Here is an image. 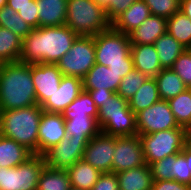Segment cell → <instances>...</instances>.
Wrapping results in <instances>:
<instances>
[{"mask_svg":"<svg viewBox=\"0 0 191 190\" xmlns=\"http://www.w3.org/2000/svg\"><path fill=\"white\" fill-rule=\"evenodd\" d=\"M148 78L147 75L133 68L122 78L117 94L127 101L130 100Z\"/></svg>","mask_w":191,"mask_h":190,"instance_id":"cell-35","label":"cell"},{"mask_svg":"<svg viewBox=\"0 0 191 190\" xmlns=\"http://www.w3.org/2000/svg\"><path fill=\"white\" fill-rule=\"evenodd\" d=\"M160 100L158 94V88L155 78L149 77L128 100V106L130 109L137 114L143 109H146Z\"/></svg>","mask_w":191,"mask_h":190,"instance_id":"cell-29","label":"cell"},{"mask_svg":"<svg viewBox=\"0 0 191 190\" xmlns=\"http://www.w3.org/2000/svg\"><path fill=\"white\" fill-rule=\"evenodd\" d=\"M181 153L184 155L188 169L191 171V141L182 149Z\"/></svg>","mask_w":191,"mask_h":190,"instance_id":"cell-48","label":"cell"},{"mask_svg":"<svg viewBox=\"0 0 191 190\" xmlns=\"http://www.w3.org/2000/svg\"><path fill=\"white\" fill-rule=\"evenodd\" d=\"M108 67L123 78L134 68L133 59H126V64L109 65Z\"/></svg>","mask_w":191,"mask_h":190,"instance_id":"cell-45","label":"cell"},{"mask_svg":"<svg viewBox=\"0 0 191 190\" xmlns=\"http://www.w3.org/2000/svg\"><path fill=\"white\" fill-rule=\"evenodd\" d=\"M77 37L67 25L35 28L23 39L19 61L56 64Z\"/></svg>","mask_w":191,"mask_h":190,"instance_id":"cell-1","label":"cell"},{"mask_svg":"<svg viewBox=\"0 0 191 190\" xmlns=\"http://www.w3.org/2000/svg\"><path fill=\"white\" fill-rule=\"evenodd\" d=\"M167 32L186 49L191 47V19L180 10L167 19Z\"/></svg>","mask_w":191,"mask_h":190,"instance_id":"cell-31","label":"cell"},{"mask_svg":"<svg viewBox=\"0 0 191 190\" xmlns=\"http://www.w3.org/2000/svg\"><path fill=\"white\" fill-rule=\"evenodd\" d=\"M83 91V80L78 77L63 76L59 88L50 96L41 108L49 113H63Z\"/></svg>","mask_w":191,"mask_h":190,"instance_id":"cell-16","label":"cell"},{"mask_svg":"<svg viewBox=\"0 0 191 190\" xmlns=\"http://www.w3.org/2000/svg\"><path fill=\"white\" fill-rule=\"evenodd\" d=\"M115 136L99 133L87 143L82 159L101 173L112 172Z\"/></svg>","mask_w":191,"mask_h":190,"instance_id":"cell-13","label":"cell"},{"mask_svg":"<svg viewBox=\"0 0 191 190\" xmlns=\"http://www.w3.org/2000/svg\"><path fill=\"white\" fill-rule=\"evenodd\" d=\"M22 42L21 37L0 26V64L19 61Z\"/></svg>","mask_w":191,"mask_h":190,"instance_id":"cell-28","label":"cell"},{"mask_svg":"<svg viewBox=\"0 0 191 190\" xmlns=\"http://www.w3.org/2000/svg\"><path fill=\"white\" fill-rule=\"evenodd\" d=\"M188 168L187 161L181 152L173 155L171 172L173 180L191 185V171Z\"/></svg>","mask_w":191,"mask_h":190,"instance_id":"cell-38","label":"cell"},{"mask_svg":"<svg viewBox=\"0 0 191 190\" xmlns=\"http://www.w3.org/2000/svg\"><path fill=\"white\" fill-rule=\"evenodd\" d=\"M39 27L63 26L67 15V0H36Z\"/></svg>","mask_w":191,"mask_h":190,"instance_id":"cell-21","label":"cell"},{"mask_svg":"<svg viewBox=\"0 0 191 190\" xmlns=\"http://www.w3.org/2000/svg\"><path fill=\"white\" fill-rule=\"evenodd\" d=\"M64 120L66 134L76 139H92L101 132L97 119L91 116H72Z\"/></svg>","mask_w":191,"mask_h":190,"instance_id":"cell-27","label":"cell"},{"mask_svg":"<svg viewBox=\"0 0 191 190\" xmlns=\"http://www.w3.org/2000/svg\"><path fill=\"white\" fill-rule=\"evenodd\" d=\"M7 5V0H0V9Z\"/></svg>","mask_w":191,"mask_h":190,"instance_id":"cell-50","label":"cell"},{"mask_svg":"<svg viewBox=\"0 0 191 190\" xmlns=\"http://www.w3.org/2000/svg\"><path fill=\"white\" fill-rule=\"evenodd\" d=\"M64 119L72 116H91L98 119V108L87 91H82L78 97L71 102L62 113Z\"/></svg>","mask_w":191,"mask_h":190,"instance_id":"cell-33","label":"cell"},{"mask_svg":"<svg viewBox=\"0 0 191 190\" xmlns=\"http://www.w3.org/2000/svg\"><path fill=\"white\" fill-rule=\"evenodd\" d=\"M137 134H152L158 131L179 128L167 101L159 100L136 114Z\"/></svg>","mask_w":191,"mask_h":190,"instance_id":"cell-10","label":"cell"},{"mask_svg":"<svg viewBox=\"0 0 191 190\" xmlns=\"http://www.w3.org/2000/svg\"><path fill=\"white\" fill-rule=\"evenodd\" d=\"M99 6H101L105 11L109 8L110 0H94Z\"/></svg>","mask_w":191,"mask_h":190,"instance_id":"cell-49","label":"cell"},{"mask_svg":"<svg viewBox=\"0 0 191 190\" xmlns=\"http://www.w3.org/2000/svg\"><path fill=\"white\" fill-rule=\"evenodd\" d=\"M56 64L63 76L83 79L96 64L94 36H78Z\"/></svg>","mask_w":191,"mask_h":190,"instance_id":"cell-8","label":"cell"},{"mask_svg":"<svg viewBox=\"0 0 191 190\" xmlns=\"http://www.w3.org/2000/svg\"><path fill=\"white\" fill-rule=\"evenodd\" d=\"M0 26L9 29L22 39L33 30L13 8L7 5L0 9Z\"/></svg>","mask_w":191,"mask_h":190,"instance_id":"cell-34","label":"cell"},{"mask_svg":"<svg viewBox=\"0 0 191 190\" xmlns=\"http://www.w3.org/2000/svg\"><path fill=\"white\" fill-rule=\"evenodd\" d=\"M43 111L38 104L14 110H0V135L15 140L38 155V128Z\"/></svg>","mask_w":191,"mask_h":190,"instance_id":"cell-3","label":"cell"},{"mask_svg":"<svg viewBox=\"0 0 191 190\" xmlns=\"http://www.w3.org/2000/svg\"><path fill=\"white\" fill-rule=\"evenodd\" d=\"M33 155L31 151L15 140L0 135V167H16Z\"/></svg>","mask_w":191,"mask_h":190,"instance_id":"cell-23","label":"cell"},{"mask_svg":"<svg viewBox=\"0 0 191 190\" xmlns=\"http://www.w3.org/2000/svg\"><path fill=\"white\" fill-rule=\"evenodd\" d=\"M154 78L160 100L168 101L187 89L183 80L172 68L162 69Z\"/></svg>","mask_w":191,"mask_h":190,"instance_id":"cell-26","label":"cell"},{"mask_svg":"<svg viewBox=\"0 0 191 190\" xmlns=\"http://www.w3.org/2000/svg\"><path fill=\"white\" fill-rule=\"evenodd\" d=\"M166 26V18L150 15L129 34L131 45L154 44L167 31Z\"/></svg>","mask_w":191,"mask_h":190,"instance_id":"cell-20","label":"cell"},{"mask_svg":"<svg viewBox=\"0 0 191 190\" xmlns=\"http://www.w3.org/2000/svg\"><path fill=\"white\" fill-rule=\"evenodd\" d=\"M151 190H191V185L171 180H153Z\"/></svg>","mask_w":191,"mask_h":190,"instance_id":"cell-43","label":"cell"},{"mask_svg":"<svg viewBox=\"0 0 191 190\" xmlns=\"http://www.w3.org/2000/svg\"><path fill=\"white\" fill-rule=\"evenodd\" d=\"M151 15L149 7L143 0H138L120 15H118L112 22L111 27L119 32L129 35L141 23Z\"/></svg>","mask_w":191,"mask_h":190,"instance_id":"cell-18","label":"cell"},{"mask_svg":"<svg viewBox=\"0 0 191 190\" xmlns=\"http://www.w3.org/2000/svg\"><path fill=\"white\" fill-rule=\"evenodd\" d=\"M89 93L96 107L99 109L108 98L112 97L115 92L104 89V90H84Z\"/></svg>","mask_w":191,"mask_h":190,"instance_id":"cell-44","label":"cell"},{"mask_svg":"<svg viewBox=\"0 0 191 190\" xmlns=\"http://www.w3.org/2000/svg\"><path fill=\"white\" fill-rule=\"evenodd\" d=\"M94 44L97 64L108 67L126 64V59H132L129 35L116 31L112 27L95 35Z\"/></svg>","mask_w":191,"mask_h":190,"instance_id":"cell-7","label":"cell"},{"mask_svg":"<svg viewBox=\"0 0 191 190\" xmlns=\"http://www.w3.org/2000/svg\"><path fill=\"white\" fill-rule=\"evenodd\" d=\"M180 11L191 19V0H180Z\"/></svg>","mask_w":191,"mask_h":190,"instance_id":"cell-47","label":"cell"},{"mask_svg":"<svg viewBox=\"0 0 191 190\" xmlns=\"http://www.w3.org/2000/svg\"><path fill=\"white\" fill-rule=\"evenodd\" d=\"M172 70L191 88V51L185 49L175 60Z\"/></svg>","mask_w":191,"mask_h":190,"instance_id":"cell-37","label":"cell"},{"mask_svg":"<svg viewBox=\"0 0 191 190\" xmlns=\"http://www.w3.org/2000/svg\"><path fill=\"white\" fill-rule=\"evenodd\" d=\"M143 147L139 135L115 136L112 172L119 173L145 165Z\"/></svg>","mask_w":191,"mask_h":190,"instance_id":"cell-12","label":"cell"},{"mask_svg":"<svg viewBox=\"0 0 191 190\" xmlns=\"http://www.w3.org/2000/svg\"><path fill=\"white\" fill-rule=\"evenodd\" d=\"M30 4V0H7V6L18 12L21 8Z\"/></svg>","mask_w":191,"mask_h":190,"instance_id":"cell-46","label":"cell"},{"mask_svg":"<svg viewBox=\"0 0 191 190\" xmlns=\"http://www.w3.org/2000/svg\"><path fill=\"white\" fill-rule=\"evenodd\" d=\"M31 76L35 87L37 104L41 106L59 88L63 77L57 64H31Z\"/></svg>","mask_w":191,"mask_h":190,"instance_id":"cell-14","label":"cell"},{"mask_svg":"<svg viewBox=\"0 0 191 190\" xmlns=\"http://www.w3.org/2000/svg\"><path fill=\"white\" fill-rule=\"evenodd\" d=\"M116 175L119 190H151L152 188L153 177L147 164L116 173Z\"/></svg>","mask_w":191,"mask_h":190,"instance_id":"cell-22","label":"cell"},{"mask_svg":"<svg viewBox=\"0 0 191 190\" xmlns=\"http://www.w3.org/2000/svg\"><path fill=\"white\" fill-rule=\"evenodd\" d=\"M37 105L31 64L20 61L0 64V110Z\"/></svg>","mask_w":191,"mask_h":190,"instance_id":"cell-2","label":"cell"},{"mask_svg":"<svg viewBox=\"0 0 191 190\" xmlns=\"http://www.w3.org/2000/svg\"><path fill=\"white\" fill-rule=\"evenodd\" d=\"M149 7L151 15L164 17L173 16L180 10V0H143Z\"/></svg>","mask_w":191,"mask_h":190,"instance_id":"cell-36","label":"cell"},{"mask_svg":"<svg viewBox=\"0 0 191 190\" xmlns=\"http://www.w3.org/2000/svg\"><path fill=\"white\" fill-rule=\"evenodd\" d=\"M70 187L66 170L53 169L45 165L39 176L37 190H69Z\"/></svg>","mask_w":191,"mask_h":190,"instance_id":"cell-32","label":"cell"},{"mask_svg":"<svg viewBox=\"0 0 191 190\" xmlns=\"http://www.w3.org/2000/svg\"><path fill=\"white\" fill-rule=\"evenodd\" d=\"M133 67L142 74L154 78L161 70L154 44L131 45Z\"/></svg>","mask_w":191,"mask_h":190,"instance_id":"cell-19","label":"cell"},{"mask_svg":"<svg viewBox=\"0 0 191 190\" xmlns=\"http://www.w3.org/2000/svg\"><path fill=\"white\" fill-rule=\"evenodd\" d=\"M179 126L191 131V88L167 101Z\"/></svg>","mask_w":191,"mask_h":190,"instance_id":"cell-30","label":"cell"},{"mask_svg":"<svg viewBox=\"0 0 191 190\" xmlns=\"http://www.w3.org/2000/svg\"><path fill=\"white\" fill-rule=\"evenodd\" d=\"M66 171L70 179V185L83 190H91L101 175L98 169L83 159L78 160Z\"/></svg>","mask_w":191,"mask_h":190,"instance_id":"cell-24","label":"cell"},{"mask_svg":"<svg viewBox=\"0 0 191 190\" xmlns=\"http://www.w3.org/2000/svg\"><path fill=\"white\" fill-rule=\"evenodd\" d=\"M65 25L78 36H95L108 30L111 22L94 0H67Z\"/></svg>","mask_w":191,"mask_h":190,"instance_id":"cell-4","label":"cell"},{"mask_svg":"<svg viewBox=\"0 0 191 190\" xmlns=\"http://www.w3.org/2000/svg\"><path fill=\"white\" fill-rule=\"evenodd\" d=\"M17 13L33 29L39 27L38 6L36 0H30V4L21 8Z\"/></svg>","mask_w":191,"mask_h":190,"instance_id":"cell-40","label":"cell"},{"mask_svg":"<svg viewBox=\"0 0 191 190\" xmlns=\"http://www.w3.org/2000/svg\"><path fill=\"white\" fill-rule=\"evenodd\" d=\"M90 139H76L66 135L59 144L47 150L43 156L49 168L67 170L83 157V152Z\"/></svg>","mask_w":191,"mask_h":190,"instance_id":"cell-11","label":"cell"},{"mask_svg":"<svg viewBox=\"0 0 191 190\" xmlns=\"http://www.w3.org/2000/svg\"><path fill=\"white\" fill-rule=\"evenodd\" d=\"M153 180H171L172 179V167H173V155L167 156L161 160H158L149 165Z\"/></svg>","mask_w":191,"mask_h":190,"instance_id":"cell-39","label":"cell"},{"mask_svg":"<svg viewBox=\"0 0 191 190\" xmlns=\"http://www.w3.org/2000/svg\"><path fill=\"white\" fill-rule=\"evenodd\" d=\"M138 135L143 147L145 163L148 166L167 156L180 153L190 142V132L181 126L152 134Z\"/></svg>","mask_w":191,"mask_h":190,"instance_id":"cell-6","label":"cell"},{"mask_svg":"<svg viewBox=\"0 0 191 190\" xmlns=\"http://www.w3.org/2000/svg\"><path fill=\"white\" fill-rule=\"evenodd\" d=\"M162 69L172 68L175 60L186 49L167 31L154 42Z\"/></svg>","mask_w":191,"mask_h":190,"instance_id":"cell-25","label":"cell"},{"mask_svg":"<svg viewBox=\"0 0 191 190\" xmlns=\"http://www.w3.org/2000/svg\"><path fill=\"white\" fill-rule=\"evenodd\" d=\"M69 190H83V189H80V188H77V187L71 186V187L69 188Z\"/></svg>","mask_w":191,"mask_h":190,"instance_id":"cell-51","label":"cell"},{"mask_svg":"<svg viewBox=\"0 0 191 190\" xmlns=\"http://www.w3.org/2000/svg\"><path fill=\"white\" fill-rule=\"evenodd\" d=\"M65 120L62 113L43 111L38 128V155H43L65 137Z\"/></svg>","mask_w":191,"mask_h":190,"instance_id":"cell-15","label":"cell"},{"mask_svg":"<svg viewBox=\"0 0 191 190\" xmlns=\"http://www.w3.org/2000/svg\"><path fill=\"white\" fill-rule=\"evenodd\" d=\"M135 1L138 0H110L109 8L105 11L107 19L112 22L118 15L126 11Z\"/></svg>","mask_w":191,"mask_h":190,"instance_id":"cell-42","label":"cell"},{"mask_svg":"<svg viewBox=\"0 0 191 190\" xmlns=\"http://www.w3.org/2000/svg\"><path fill=\"white\" fill-rule=\"evenodd\" d=\"M98 125L101 133L123 137L137 135L136 114L128 101L115 93L98 109Z\"/></svg>","mask_w":191,"mask_h":190,"instance_id":"cell-5","label":"cell"},{"mask_svg":"<svg viewBox=\"0 0 191 190\" xmlns=\"http://www.w3.org/2000/svg\"><path fill=\"white\" fill-rule=\"evenodd\" d=\"M83 90H110L117 93L122 77L109 67L95 64L85 75Z\"/></svg>","mask_w":191,"mask_h":190,"instance_id":"cell-17","label":"cell"},{"mask_svg":"<svg viewBox=\"0 0 191 190\" xmlns=\"http://www.w3.org/2000/svg\"><path fill=\"white\" fill-rule=\"evenodd\" d=\"M45 165L44 156L34 154L16 167H0V190H37Z\"/></svg>","mask_w":191,"mask_h":190,"instance_id":"cell-9","label":"cell"},{"mask_svg":"<svg viewBox=\"0 0 191 190\" xmlns=\"http://www.w3.org/2000/svg\"><path fill=\"white\" fill-rule=\"evenodd\" d=\"M91 190H119V182L116 173H101Z\"/></svg>","mask_w":191,"mask_h":190,"instance_id":"cell-41","label":"cell"}]
</instances>
